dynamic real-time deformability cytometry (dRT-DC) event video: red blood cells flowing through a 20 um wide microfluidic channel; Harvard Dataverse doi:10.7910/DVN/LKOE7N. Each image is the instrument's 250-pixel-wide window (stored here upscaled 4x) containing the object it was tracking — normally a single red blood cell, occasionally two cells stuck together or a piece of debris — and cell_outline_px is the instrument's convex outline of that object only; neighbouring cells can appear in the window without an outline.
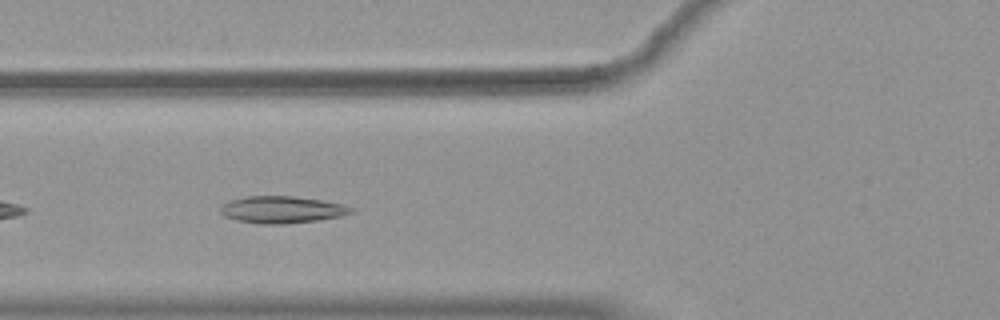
{"species": "common noctule bat (a hibernating species)", "species_latin": "Nyctalus noctula", "temperature_condition": "warm", "stored_images_in_passage": 38, "camera_frame_rate_fps": 3000, "um_per_image_px": 0.085, "animal": {"sex": "female", "body_mass_g": 19.9}, "frame": {"image": 1, "passage_image": 5, "time_ms": 1.333, "image_size_px": [1000, 320], "cell_outline_px": [[356, 212], [340, 216], [316, 220], [284, 224], [260, 224], [236, 220], [224, 216], [220, 212], [220, 208], [224, 204], [232, 200], [248, 196], [292, 196], [320, 200], [344, 204], [352, 208]], "centroid_in_image_um": [23.97, 17.82], "position_along_channel_um": 101.8, "area_um2": 20.4}}
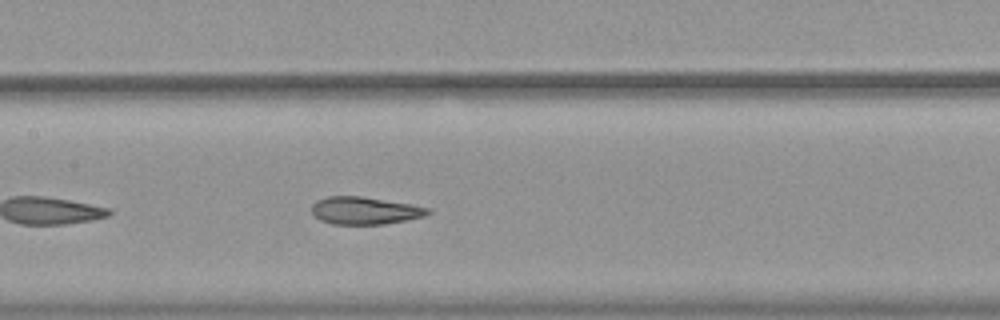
{"frame": {"image": 2, "passage_image": 11, "time_ms": 3.333, "image_size_px": [1000, 320], "cell_outline_px": [[432, 212], [424, 216], [384, 224], [332, 224], [320, 220], [312, 212], [312, 204], [316, 200], [328, 196], [364, 196], [412, 204], [432, 208]], "centroid_in_image_um": [31.03, 17.89], "position_along_channel_um": 176.4, "area_um2": 18.73}}
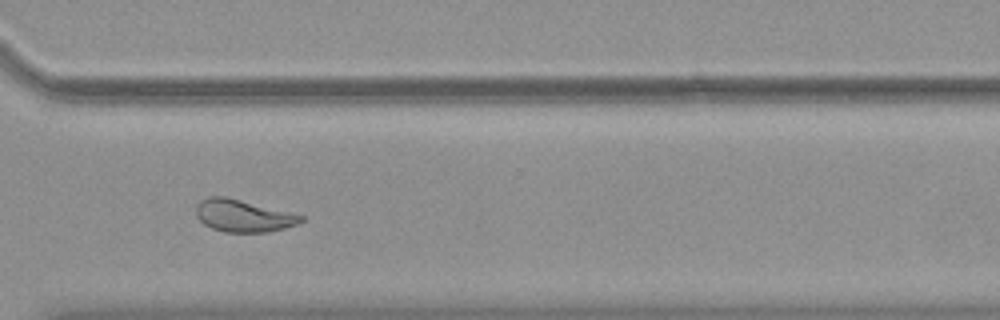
{"frame": {"image": 3, "passage_image": 25, "time_ms": 8.0, "image_size_px": [1000, 320], "cell_outline_px": [[304, 220], [296, 224], [284, 228], [268, 232], [224, 232], [212, 228], [204, 224], [196, 216], [196, 204], [200, 200], [208, 196], [228, 196], [304, 216]], "centroid_in_image_um": [20.63, 18.33], "position_along_channel_um": 350.0, "area_um2": 19.77}, "authors_computed_cell_mechanics": {"area_um2": 19.8254, "velocity_mm_per_s": 3.7184, "shape_relaxation_time_tau1_ms": 9.0758, "shape_relaxation_time_tau2_ms": 1.3872, "deformation_change_tau1": 0.2332, "deformation_change_tau2": 0.0889}}